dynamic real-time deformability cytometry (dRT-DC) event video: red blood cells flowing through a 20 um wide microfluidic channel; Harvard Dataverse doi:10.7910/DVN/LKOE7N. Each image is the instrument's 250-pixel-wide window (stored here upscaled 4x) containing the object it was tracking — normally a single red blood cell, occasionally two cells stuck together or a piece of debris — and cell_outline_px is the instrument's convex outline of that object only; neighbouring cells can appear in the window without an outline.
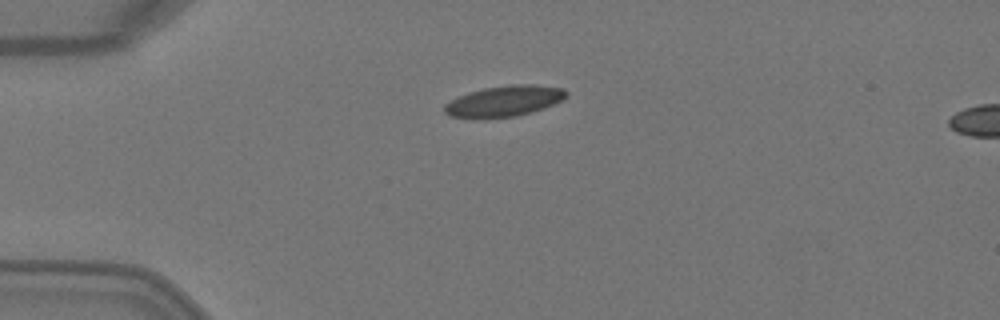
{"species": "Egyptian fruit bat (a non-hibernating species)", "species_latin": "Rousettus aegyptiacus", "temperature_condition": "warm", "stored_images_in_passage": 3, "camera_frame_rate_fps": 3000, "um_per_image_px": 0.085, "animal": {"sex": "female"}, "frame": {"image": 1, "passage_image": 3, "time_ms": 0.667, "image_size_px": [1000, 320], "cell_outline_px": [[568, 92], [560, 100], [544, 108], [532, 112], [516, 116], [484, 120], [472, 120], [448, 116], [444, 112], [444, 104], [468, 92], [484, 88], [512, 84], [536, 84], [564, 88]], "centroid_in_image_um": [42.79, 8.62], "position_along_channel_um": 42.2, "area_um2": 22.37}}